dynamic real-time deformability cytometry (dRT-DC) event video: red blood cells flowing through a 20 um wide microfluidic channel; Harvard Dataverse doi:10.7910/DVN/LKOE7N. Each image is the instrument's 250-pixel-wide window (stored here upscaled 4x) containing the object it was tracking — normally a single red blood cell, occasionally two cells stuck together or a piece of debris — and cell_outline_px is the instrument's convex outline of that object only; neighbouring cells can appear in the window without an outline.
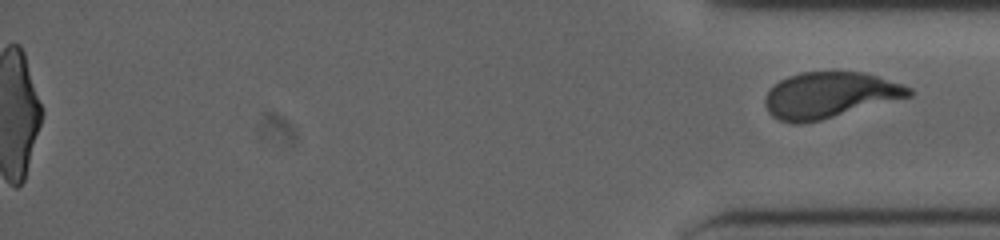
{"species": "human", "species_latin": "Homo sapiens", "temperature_condition": "cold", "stored_images_in_passage": 56, "segment_of_instrument_passage": [2, 2], "camera_frame_rate_fps": 3000, "um_per_image_px": 0.085, "donor": {"sex": "male"}, "frame": {"image": 1, "passage_image": 56, "time_ms": 18.333, "image_size_px": [1000, 240], "cell_outline_px": [[916, 92], [912, 96], [820, 120], [800, 124], [792, 124], [780, 120], [772, 116], [768, 112], [764, 104], [764, 100], [768, 92], [780, 80], [788, 76], [800, 72], [864, 72], [912, 88]], "centroid_in_image_um": [70.51, 8.09], "position_along_channel_um": 364.7, "area_um2": 38.32}}